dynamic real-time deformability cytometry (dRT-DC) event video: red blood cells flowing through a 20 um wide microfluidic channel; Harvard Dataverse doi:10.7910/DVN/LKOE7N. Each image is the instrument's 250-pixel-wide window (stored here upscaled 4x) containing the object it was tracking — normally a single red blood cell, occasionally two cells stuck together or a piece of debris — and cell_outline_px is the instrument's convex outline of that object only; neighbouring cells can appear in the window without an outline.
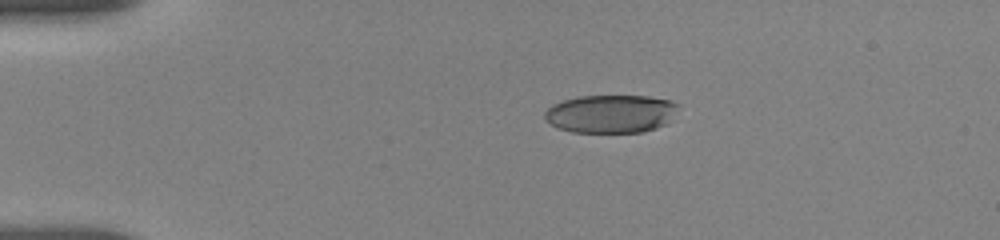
{"species": "human", "species_latin": "Homo sapiens", "temperature_condition": "room temperature", "stored_images_in_passage": 11, "camera_frame_rate_fps": 3000, "um_per_image_px": 0.085, "donor": {"sex": "female"}, "frame": {"image": 1, "passage_image": 1, "time_ms": 0.0, "image_size_px": [1000, 240], "cell_outline_px": [[676, 104], [668, 124], [644, 132], [572, 132], [556, 128], [544, 116], [544, 112], [552, 104], [564, 100], [580, 96], [648, 96], [668, 100]], "centroid_in_image_um": [51.87, 9.68], "position_along_channel_um": 33.1, "area_um2": 29.42}}